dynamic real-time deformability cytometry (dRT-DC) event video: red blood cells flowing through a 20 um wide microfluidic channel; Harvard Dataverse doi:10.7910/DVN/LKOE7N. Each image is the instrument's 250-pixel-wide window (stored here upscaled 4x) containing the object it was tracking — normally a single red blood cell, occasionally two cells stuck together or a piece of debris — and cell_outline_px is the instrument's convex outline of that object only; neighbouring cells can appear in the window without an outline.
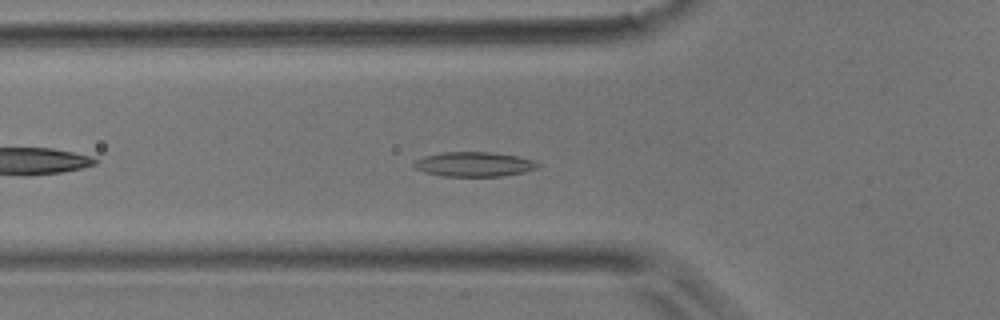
{"species": "common noctule bat (a hibernating species)", "species_latin": "Nyctalus noctula", "temperature_condition": "room temperature", "stored_images_in_passage": 36, "camera_frame_rate_fps": 3000, "um_per_image_px": 0.085, "animal": {"sex": "male", "body_mass_g": 17.9}, "frame": {"image": 1, "passage_image": 5, "time_ms": 1.333, "image_size_px": [1000, 320], "cell_outline_px": [[540, 164], [536, 168], [524, 172], [500, 176], [444, 176], [424, 172], [416, 168], [412, 164], [416, 160], [424, 156], [440, 152], [492, 152], [516, 156], [532, 160]], "centroid_in_image_um": [40.26, 13.95], "position_along_channel_um": 85.5, "area_um2": 17.63}}
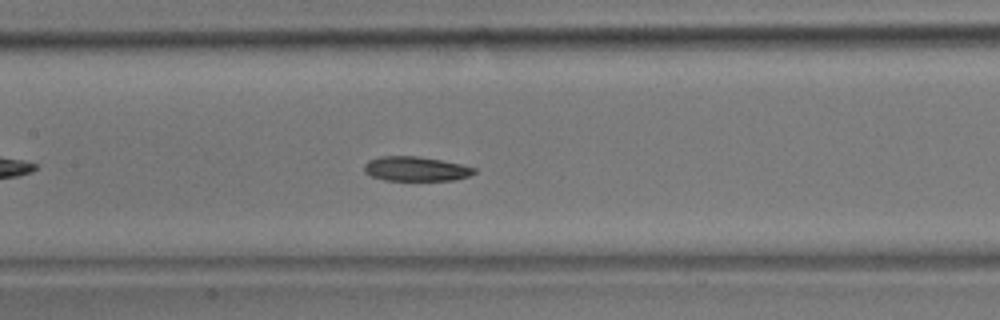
{"frame": {"image": 2, "passage_image": 11, "time_ms": 3.333, "image_size_px": [1000, 320], "cell_outline_px": [[476, 172], [468, 176], [456, 180], [384, 180], [372, 176], [364, 172], [364, 164], [368, 160], [380, 156], [416, 156], [440, 160], [460, 164], [476, 168]], "centroid_in_image_um": [35.32, 14.35], "position_along_channel_um": 172.1, "area_um2": 15.66}}
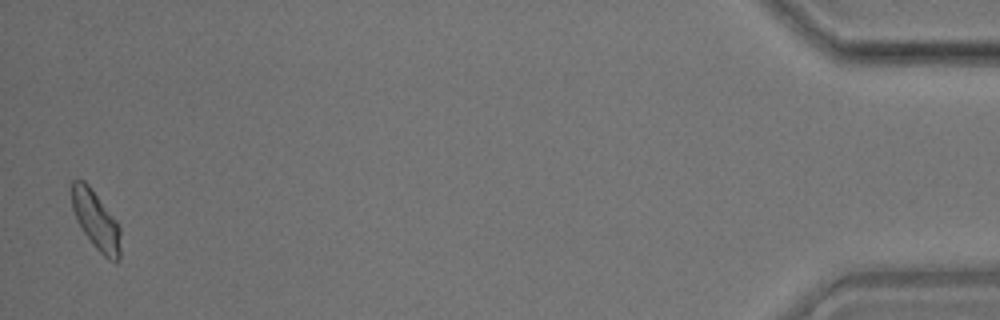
{"frame": {"image": 3, "passage_image": 35, "time_ms": 11.333, "image_size_px": [1000, 320], "cell_outline_px": [[120, 256], [116, 264], [108, 260], [96, 248], [84, 232], [76, 220], [72, 208], [72, 180], [84, 180], [88, 184], [116, 220], [120, 228]], "centroid_in_image_um": [8.17, 18.76], "position_along_channel_um": 427.0, "area_um2": 16.53}}